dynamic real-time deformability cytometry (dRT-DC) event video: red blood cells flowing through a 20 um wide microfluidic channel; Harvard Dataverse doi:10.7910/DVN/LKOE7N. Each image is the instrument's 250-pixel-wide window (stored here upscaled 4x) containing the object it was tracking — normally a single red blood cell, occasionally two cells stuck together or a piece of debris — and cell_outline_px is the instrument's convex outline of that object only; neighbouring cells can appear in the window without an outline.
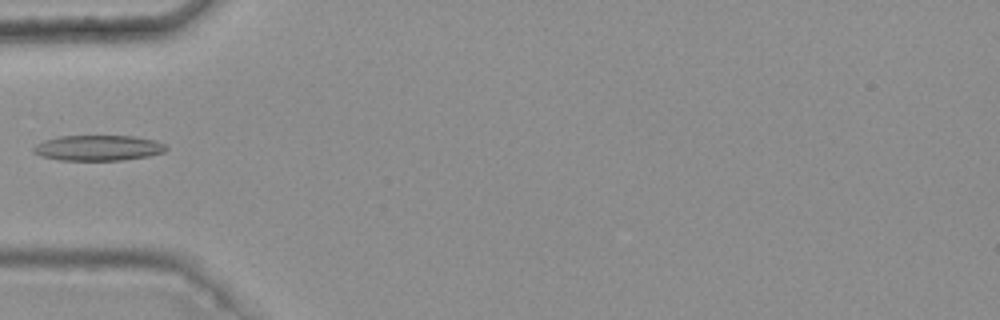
{"species": "common noctule bat (a hibernating species)", "species_latin": "Nyctalus noctula", "temperature_condition": "warm", "stored_images_in_passage": 6, "camera_frame_rate_fps": 3000, "um_per_image_px": 0.085, "animal": {"sex": "female", "body_mass_g": 25.1}, "frame": {"image": 1, "passage_image": 6, "time_ms": 1.667, "image_size_px": [1000, 320], "cell_outline_px": [[168, 148], [164, 152], [148, 156], [120, 160], [60, 160], [40, 156], [32, 152], [32, 148], [36, 144], [44, 140], [60, 136], [136, 136], [156, 140], [164, 144]], "centroid_in_image_um": [8.33, 12.57], "position_along_channel_um": 76.7, "area_um2": 19.77}}